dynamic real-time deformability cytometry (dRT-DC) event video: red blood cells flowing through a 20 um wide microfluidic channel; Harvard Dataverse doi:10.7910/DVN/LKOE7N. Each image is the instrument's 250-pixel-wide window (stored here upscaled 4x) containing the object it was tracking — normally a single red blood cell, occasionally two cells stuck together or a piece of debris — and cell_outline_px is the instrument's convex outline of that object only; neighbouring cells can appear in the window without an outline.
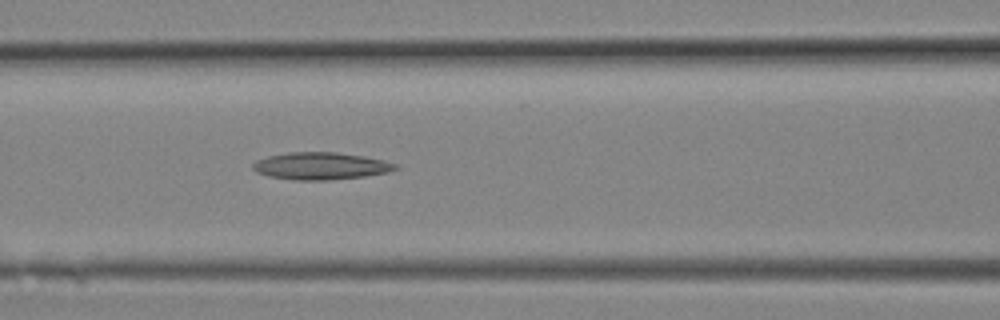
{"species": "Egyptian fruit bat (a non-hibernating species)", "species_latin": "Rousettus aegyptiacus", "temperature_condition": "room temperature", "stored_images_in_passage": 8, "camera_frame_rate_fps": 3000, "um_per_image_px": 0.085, "animal": {"sex": "female"}, "frame": {"image": 1, "passage_image": 8, "time_ms": 2.333, "image_size_px": [1000, 320], "cell_outline_px": [[400, 168], [388, 172], [364, 176], [328, 180], [296, 180], [268, 176], [256, 172], [252, 168], [252, 164], [256, 160], [268, 156], [288, 152], [336, 152], [364, 156], [384, 160], [396, 164]], "centroid_in_image_um": [27.25, 14.1], "position_along_channel_um": 139.3, "area_um2": 22.66}}